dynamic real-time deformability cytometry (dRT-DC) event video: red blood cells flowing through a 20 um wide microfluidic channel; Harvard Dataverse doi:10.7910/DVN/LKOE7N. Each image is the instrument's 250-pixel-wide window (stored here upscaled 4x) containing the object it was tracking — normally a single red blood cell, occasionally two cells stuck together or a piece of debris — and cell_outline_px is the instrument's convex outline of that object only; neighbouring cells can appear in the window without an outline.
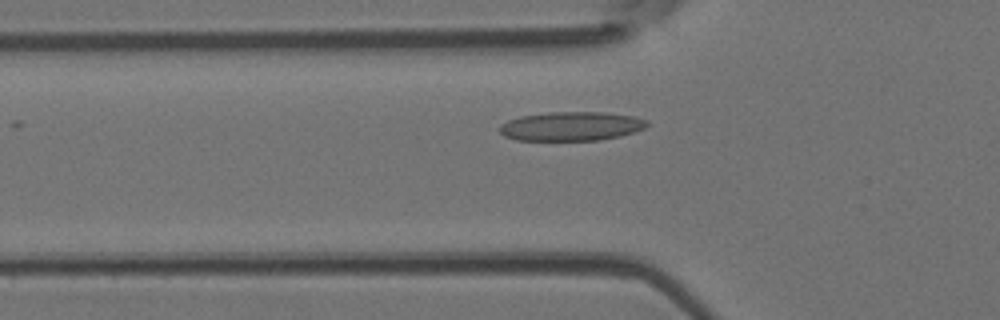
{"species": "Egyptian fruit bat (a non-hibernating species)", "species_latin": "Rousettus aegyptiacus", "temperature_condition": "room temperature", "stored_images_in_passage": 25, "camera_frame_rate_fps": 3000, "um_per_image_px": 0.085, "animal": {"sex": "female"}, "frame": {"image": 1, "passage_image": 5, "time_ms": 1.333, "image_size_px": [1000, 320], "cell_outline_px": [[652, 124], [644, 128], [620, 136], [600, 140], [516, 140], [504, 136], [500, 132], [500, 124], [508, 120], [520, 116], [548, 112], [604, 112], [632, 116], [648, 120]], "centroid_in_image_um": [48.56, 10.73], "position_along_channel_um": 77.2, "area_um2": 25.03}}
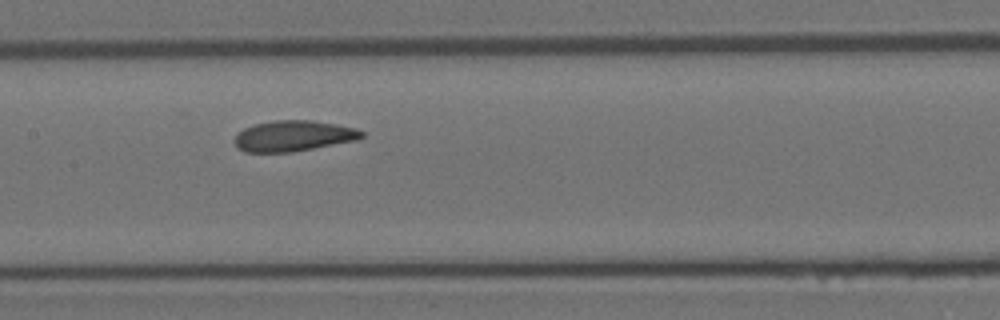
{"frame": {"image": 2, "passage_image": 13, "time_ms": 4.0, "image_size_px": [1000, 320], "cell_outline_px": [[364, 136], [356, 140], [292, 152], [244, 152], [236, 148], [236, 136], [244, 128], [256, 124], [276, 120], [312, 120], [336, 124], [356, 128], [364, 132]], "centroid_in_image_um": [24.96, 11.55], "position_along_channel_um": 182.4, "area_um2": 22.6}}
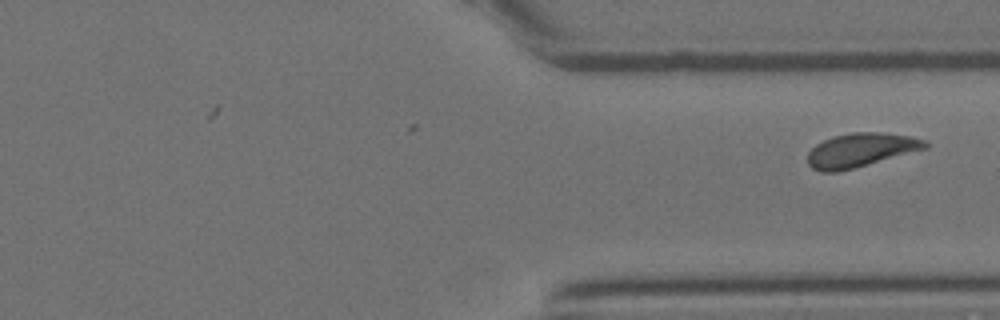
{"frame": {"image": 3, "passage_image": 25, "time_ms": 8.0, "image_size_px": [1000, 320], "cell_outline_px": [[928, 148], [852, 168], [836, 172], [820, 172], [812, 168], [808, 164], [808, 152], [816, 144], [832, 136], [852, 132], [880, 132], [912, 136], [924, 140], [928, 144]], "centroid_in_image_um": [73.14, 12.74], "position_along_channel_um": 338.3, "area_um2": 23.06}}